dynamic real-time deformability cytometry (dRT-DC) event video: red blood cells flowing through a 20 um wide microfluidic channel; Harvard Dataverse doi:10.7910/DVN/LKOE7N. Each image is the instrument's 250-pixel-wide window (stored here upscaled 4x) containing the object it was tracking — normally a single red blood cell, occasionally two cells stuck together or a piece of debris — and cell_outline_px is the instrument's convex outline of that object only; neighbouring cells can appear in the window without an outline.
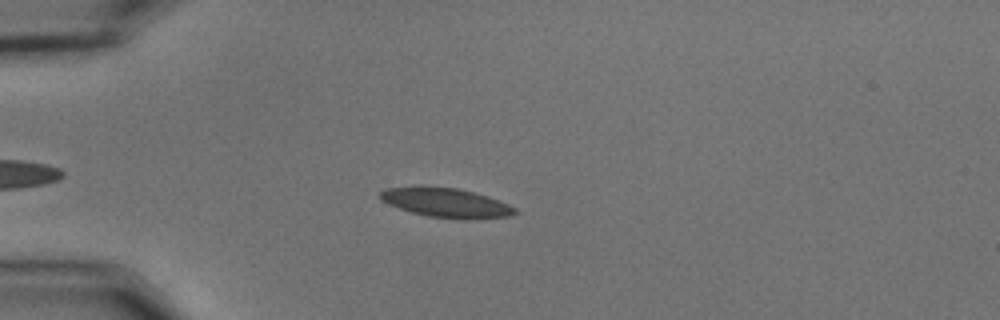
{"species": "common noctule bat (a hibernating species)", "species_latin": "Nyctalus noctula", "temperature_condition": "cold", "stored_images_in_passage": 43, "camera_frame_rate_fps": 3000, "um_per_image_px": 0.085, "animal": {"sex": "male", "body_mass_g": 15.6}, "frame": {"image": 1, "passage_image": 9, "time_ms": 2.667, "image_size_px": [1000, 320], "cell_outline_px": [[516, 212], [512, 216], [468, 220], [464, 220], [428, 216], [412, 212], [388, 204], [380, 200], [380, 192], [384, 188], [456, 188], [488, 196], [508, 204], [516, 208]], "centroid_in_image_um": [37.97, 17.27], "position_along_channel_um": 47.0, "area_um2": 22.54}}
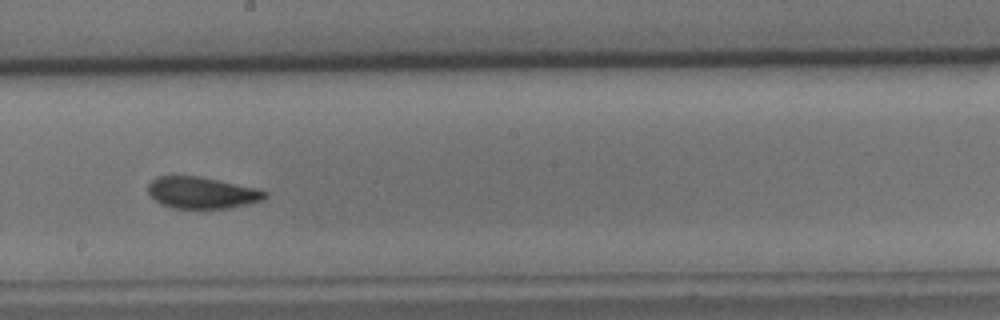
{"frame": {"image": 2, "passage_image": 26, "time_ms": 8.333, "image_size_px": [1000, 320], "cell_outline_px": [[268, 196], [260, 200], [228, 208], [172, 208], [160, 204], [148, 192], [148, 184], [156, 176], [200, 176], [260, 188], [268, 192]], "centroid_in_image_um": [17.16, 16.36], "position_along_channel_um": 231.0, "area_um2": 21.56}}
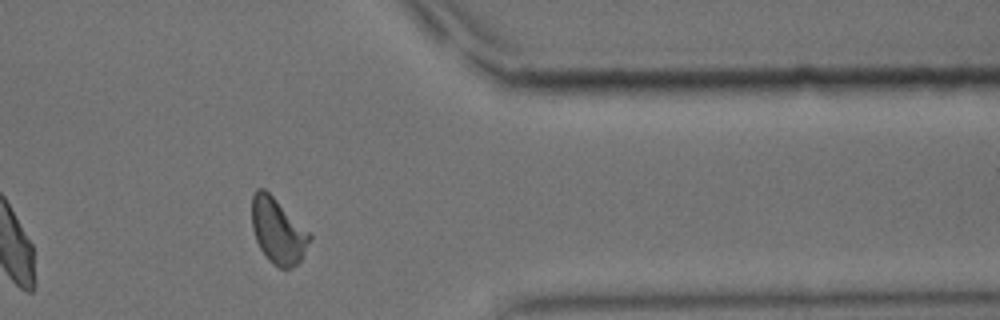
{"frame": {"image": 3, "passage_image": 40, "time_ms": 13.0, "image_size_px": [1000, 320], "cell_outline_px": [[312, 236], [300, 260], [292, 268], [280, 268], [272, 264], [268, 260], [260, 248], [256, 240], [252, 228], [252, 196], [256, 188], [264, 188]], "centroid_in_image_um": [23.58, 19.64], "position_along_channel_um": 387.8, "area_um2": 21.5}, "authors_computed_cell_mechanics": {"area_um2": 22.1952, "velocity_mm_per_s": 3.611, "shape_relaxation_time_tau1_ms": 3.5742, "shape_relaxation_time_tau2_ms": 2.9046, "deformation_change_tau1": 0.1122, "deformation_change_tau2": 0.0733}}